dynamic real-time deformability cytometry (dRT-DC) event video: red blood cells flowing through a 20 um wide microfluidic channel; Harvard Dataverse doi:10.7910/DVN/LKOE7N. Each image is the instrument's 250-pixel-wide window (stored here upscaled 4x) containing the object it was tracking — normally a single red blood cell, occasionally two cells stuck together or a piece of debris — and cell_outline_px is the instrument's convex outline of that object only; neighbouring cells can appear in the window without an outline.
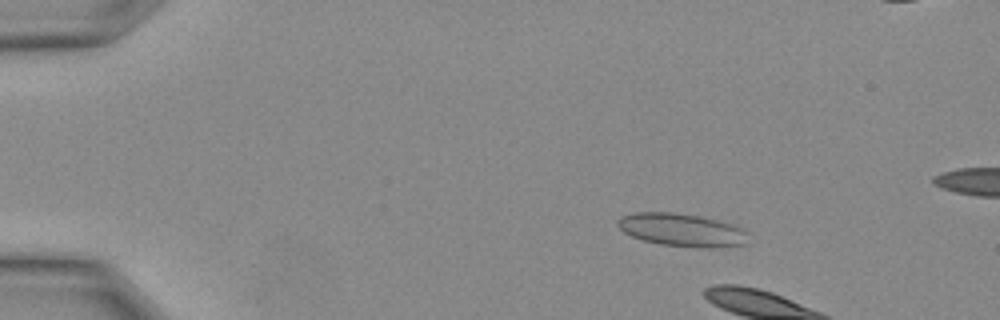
{"species": "Egyptian fruit bat (a non-hibernating species)", "species_latin": "Rousettus aegyptiacus", "temperature_condition": "warm", "stored_images_in_passage": 6, "camera_frame_rate_fps": 3000, "um_per_image_px": 0.085, "animal": {"sex": "female"}, "frame": {"image": 1, "passage_image": 4, "time_ms": 1.0, "image_size_px": [1000, 320], "cell_outline_px": [[748, 232], [744, 244], [660, 244], [644, 240], [632, 236], [624, 232], [616, 224], [616, 220], [620, 216], [636, 212], [672, 212], [704, 216], [736, 224]], "centroid_in_image_um": [57.86, 19.45], "position_along_channel_um": 27.1, "area_um2": 23.99}}